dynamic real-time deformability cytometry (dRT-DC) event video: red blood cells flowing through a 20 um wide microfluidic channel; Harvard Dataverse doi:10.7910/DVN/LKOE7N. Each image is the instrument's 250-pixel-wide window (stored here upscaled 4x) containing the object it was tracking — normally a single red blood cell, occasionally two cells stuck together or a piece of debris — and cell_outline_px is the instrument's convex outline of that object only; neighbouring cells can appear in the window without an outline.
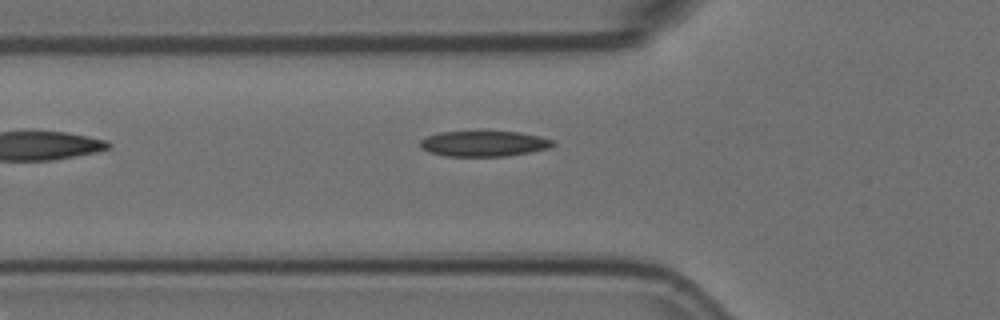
{"species": "Egyptian fruit bat (a non-hibernating species)", "species_latin": "Rousettus aegyptiacus", "temperature_condition": "room temperature", "stored_images_in_passage": 5, "camera_frame_rate_fps": 3000, "um_per_image_px": 0.085, "animal": {"sex": "female"}, "frame": {"image": 1, "passage_image": 5, "time_ms": 1.333, "image_size_px": [1000, 320], "cell_outline_px": [[556, 144], [548, 148], [508, 156], [444, 156], [428, 152], [420, 148], [420, 140], [428, 136], [440, 132], [520, 132], [540, 136], [552, 140]], "centroid_in_image_um": [41.1, 12.22], "position_along_channel_um": 84.7, "area_um2": 19.65}}